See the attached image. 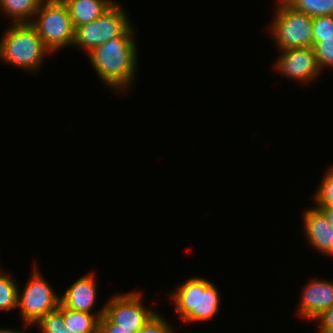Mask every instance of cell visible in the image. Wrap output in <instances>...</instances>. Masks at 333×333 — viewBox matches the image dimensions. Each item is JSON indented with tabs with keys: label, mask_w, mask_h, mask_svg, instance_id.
<instances>
[{
	"label": "cell",
	"mask_w": 333,
	"mask_h": 333,
	"mask_svg": "<svg viewBox=\"0 0 333 333\" xmlns=\"http://www.w3.org/2000/svg\"><path fill=\"white\" fill-rule=\"evenodd\" d=\"M134 31L131 24L120 36L87 53L101 83L120 93L132 86L137 74L138 51Z\"/></svg>",
	"instance_id": "6da1fadb"
},
{
	"label": "cell",
	"mask_w": 333,
	"mask_h": 333,
	"mask_svg": "<svg viewBox=\"0 0 333 333\" xmlns=\"http://www.w3.org/2000/svg\"><path fill=\"white\" fill-rule=\"evenodd\" d=\"M50 53L30 23L9 24L0 39V60L26 71H38Z\"/></svg>",
	"instance_id": "7a4b0ae2"
},
{
	"label": "cell",
	"mask_w": 333,
	"mask_h": 333,
	"mask_svg": "<svg viewBox=\"0 0 333 333\" xmlns=\"http://www.w3.org/2000/svg\"><path fill=\"white\" fill-rule=\"evenodd\" d=\"M218 288L203 277H191L170 294L179 318L186 322L209 321L220 308Z\"/></svg>",
	"instance_id": "3957f363"
},
{
	"label": "cell",
	"mask_w": 333,
	"mask_h": 333,
	"mask_svg": "<svg viewBox=\"0 0 333 333\" xmlns=\"http://www.w3.org/2000/svg\"><path fill=\"white\" fill-rule=\"evenodd\" d=\"M30 24L50 52L73 44L75 28L63 1L43 0Z\"/></svg>",
	"instance_id": "277c9868"
},
{
	"label": "cell",
	"mask_w": 333,
	"mask_h": 333,
	"mask_svg": "<svg viewBox=\"0 0 333 333\" xmlns=\"http://www.w3.org/2000/svg\"><path fill=\"white\" fill-rule=\"evenodd\" d=\"M277 3L269 31L279 50L313 46V17L296 11L285 0Z\"/></svg>",
	"instance_id": "5b68a950"
},
{
	"label": "cell",
	"mask_w": 333,
	"mask_h": 333,
	"mask_svg": "<svg viewBox=\"0 0 333 333\" xmlns=\"http://www.w3.org/2000/svg\"><path fill=\"white\" fill-rule=\"evenodd\" d=\"M122 7L115 2L98 19L76 27L72 46L82 47L88 53L94 47L120 36L131 25L129 14Z\"/></svg>",
	"instance_id": "8992f818"
},
{
	"label": "cell",
	"mask_w": 333,
	"mask_h": 333,
	"mask_svg": "<svg viewBox=\"0 0 333 333\" xmlns=\"http://www.w3.org/2000/svg\"><path fill=\"white\" fill-rule=\"evenodd\" d=\"M34 269L23 291L18 288V307L25 329L35 325L43 316L56 310L60 304V296L38 271ZM21 291V292H20Z\"/></svg>",
	"instance_id": "52a82bcc"
},
{
	"label": "cell",
	"mask_w": 333,
	"mask_h": 333,
	"mask_svg": "<svg viewBox=\"0 0 333 333\" xmlns=\"http://www.w3.org/2000/svg\"><path fill=\"white\" fill-rule=\"evenodd\" d=\"M141 299V292L135 290L114 295L104 305V314L115 324V328L130 329L138 333L157 312L145 307Z\"/></svg>",
	"instance_id": "ba28073f"
},
{
	"label": "cell",
	"mask_w": 333,
	"mask_h": 333,
	"mask_svg": "<svg viewBox=\"0 0 333 333\" xmlns=\"http://www.w3.org/2000/svg\"><path fill=\"white\" fill-rule=\"evenodd\" d=\"M278 51L280 56L277 57L274 67L281 75L298 83H307L321 74L313 46Z\"/></svg>",
	"instance_id": "9c48e42d"
},
{
	"label": "cell",
	"mask_w": 333,
	"mask_h": 333,
	"mask_svg": "<svg viewBox=\"0 0 333 333\" xmlns=\"http://www.w3.org/2000/svg\"><path fill=\"white\" fill-rule=\"evenodd\" d=\"M301 294L297 314L312 320L320 313L333 306V282L326 280H309Z\"/></svg>",
	"instance_id": "30bf717a"
},
{
	"label": "cell",
	"mask_w": 333,
	"mask_h": 333,
	"mask_svg": "<svg viewBox=\"0 0 333 333\" xmlns=\"http://www.w3.org/2000/svg\"><path fill=\"white\" fill-rule=\"evenodd\" d=\"M303 221L305 239L309 244L322 254L333 257V226L324 213L316 207L307 209L303 213Z\"/></svg>",
	"instance_id": "8fae6325"
},
{
	"label": "cell",
	"mask_w": 333,
	"mask_h": 333,
	"mask_svg": "<svg viewBox=\"0 0 333 333\" xmlns=\"http://www.w3.org/2000/svg\"><path fill=\"white\" fill-rule=\"evenodd\" d=\"M96 277L92 273L77 279L60 297V304L74 311L92 312L97 298Z\"/></svg>",
	"instance_id": "7c38bea8"
},
{
	"label": "cell",
	"mask_w": 333,
	"mask_h": 333,
	"mask_svg": "<svg viewBox=\"0 0 333 333\" xmlns=\"http://www.w3.org/2000/svg\"><path fill=\"white\" fill-rule=\"evenodd\" d=\"M74 28L90 23L102 16L116 1L64 0Z\"/></svg>",
	"instance_id": "4fadbf2b"
},
{
	"label": "cell",
	"mask_w": 333,
	"mask_h": 333,
	"mask_svg": "<svg viewBox=\"0 0 333 333\" xmlns=\"http://www.w3.org/2000/svg\"><path fill=\"white\" fill-rule=\"evenodd\" d=\"M104 311L105 306L96 314L74 311L62 306L65 324L72 333H99L100 317Z\"/></svg>",
	"instance_id": "5bb4252c"
},
{
	"label": "cell",
	"mask_w": 333,
	"mask_h": 333,
	"mask_svg": "<svg viewBox=\"0 0 333 333\" xmlns=\"http://www.w3.org/2000/svg\"><path fill=\"white\" fill-rule=\"evenodd\" d=\"M43 0H0V11L11 24L30 23Z\"/></svg>",
	"instance_id": "9a60e30c"
},
{
	"label": "cell",
	"mask_w": 333,
	"mask_h": 333,
	"mask_svg": "<svg viewBox=\"0 0 333 333\" xmlns=\"http://www.w3.org/2000/svg\"><path fill=\"white\" fill-rule=\"evenodd\" d=\"M296 11L310 17L333 15V0H285Z\"/></svg>",
	"instance_id": "2e32d148"
},
{
	"label": "cell",
	"mask_w": 333,
	"mask_h": 333,
	"mask_svg": "<svg viewBox=\"0 0 333 333\" xmlns=\"http://www.w3.org/2000/svg\"><path fill=\"white\" fill-rule=\"evenodd\" d=\"M0 268V310L9 312L18 307V284Z\"/></svg>",
	"instance_id": "e0dca14e"
},
{
	"label": "cell",
	"mask_w": 333,
	"mask_h": 333,
	"mask_svg": "<svg viewBox=\"0 0 333 333\" xmlns=\"http://www.w3.org/2000/svg\"><path fill=\"white\" fill-rule=\"evenodd\" d=\"M36 325L38 326L39 331L41 330V333H72L65 324L61 304H59L56 310L43 316L35 324V327Z\"/></svg>",
	"instance_id": "ac0fdd59"
},
{
	"label": "cell",
	"mask_w": 333,
	"mask_h": 333,
	"mask_svg": "<svg viewBox=\"0 0 333 333\" xmlns=\"http://www.w3.org/2000/svg\"><path fill=\"white\" fill-rule=\"evenodd\" d=\"M322 183L314 194L315 207H333V167L324 173Z\"/></svg>",
	"instance_id": "d6986e66"
},
{
	"label": "cell",
	"mask_w": 333,
	"mask_h": 333,
	"mask_svg": "<svg viewBox=\"0 0 333 333\" xmlns=\"http://www.w3.org/2000/svg\"><path fill=\"white\" fill-rule=\"evenodd\" d=\"M313 48L319 68L322 71L324 67L333 68V39L313 40Z\"/></svg>",
	"instance_id": "ffe728a7"
},
{
	"label": "cell",
	"mask_w": 333,
	"mask_h": 333,
	"mask_svg": "<svg viewBox=\"0 0 333 333\" xmlns=\"http://www.w3.org/2000/svg\"><path fill=\"white\" fill-rule=\"evenodd\" d=\"M312 31L313 40L333 39V15L313 18Z\"/></svg>",
	"instance_id": "44dd1931"
},
{
	"label": "cell",
	"mask_w": 333,
	"mask_h": 333,
	"mask_svg": "<svg viewBox=\"0 0 333 333\" xmlns=\"http://www.w3.org/2000/svg\"><path fill=\"white\" fill-rule=\"evenodd\" d=\"M155 313L138 333H176L165 317Z\"/></svg>",
	"instance_id": "7402d4cb"
},
{
	"label": "cell",
	"mask_w": 333,
	"mask_h": 333,
	"mask_svg": "<svg viewBox=\"0 0 333 333\" xmlns=\"http://www.w3.org/2000/svg\"><path fill=\"white\" fill-rule=\"evenodd\" d=\"M313 320H317L319 323L318 329L319 333H330L332 331V323H333V306L329 309L320 313Z\"/></svg>",
	"instance_id": "603a6c76"
},
{
	"label": "cell",
	"mask_w": 333,
	"mask_h": 333,
	"mask_svg": "<svg viewBox=\"0 0 333 333\" xmlns=\"http://www.w3.org/2000/svg\"><path fill=\"white\" fill-rule=\"evenodd\" d=\"M99 333H136V332H133L130 329H125V328H115V324L105 314H103L100 317Z\"/></svg>",
	"instance_id": "cb8c5ba5"
},
{
	"label": "cell",
	"mask_w": 333,
	"mask_h": 333,
	"mask_svg": "<svg viewBox=\"0 0 333 333\" xmlns=\"http://www.w3.org/2000/svg\"><path fill=\"white\" fill-rule=\"evenodd\" d=\"M319 208L329 221V223L333 226V207H316Z\"/></svg>",
	"instance_id": "d4e9b609"
},
{
	"label": "cell",
	"mask_w": 333,
	"mask_h": 333,
	"mask_svg": "<svg viewBox=\"0 0 333 333\" xmlns=\"http://www.w3.org/2000/svg\"><path fill=\"white\" fill-rule=\"evenodd\" d=\"M0 333H25V331L7 329V328H0Z\"/></svg>",
	"instance_id": "484cf974"
}]
</instances>
